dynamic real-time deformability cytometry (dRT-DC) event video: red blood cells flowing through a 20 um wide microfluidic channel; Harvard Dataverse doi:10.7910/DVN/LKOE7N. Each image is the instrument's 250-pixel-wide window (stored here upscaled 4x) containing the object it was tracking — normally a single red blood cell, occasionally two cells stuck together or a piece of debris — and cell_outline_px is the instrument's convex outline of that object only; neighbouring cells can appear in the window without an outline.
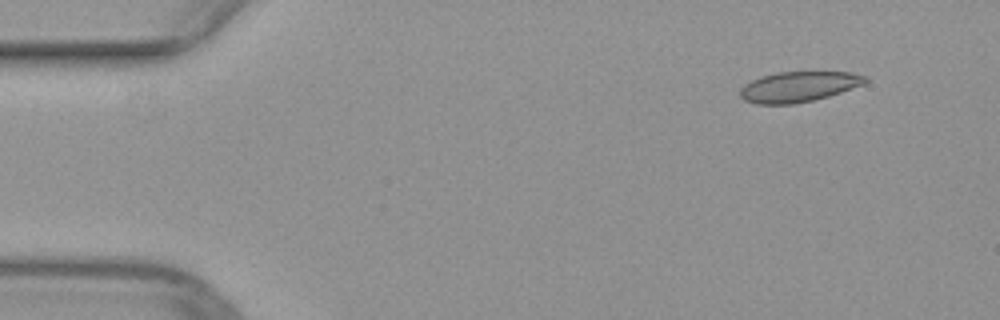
{"species": "common noctule bat (a hibernating species)", "species_latin": "Nyctalus noctula", "temperature_condition": "warm", "stored_images_in_passage": 47, "camera_frame_rate_fps": 3000, "um_per_image_px": 0.085, "animal": {"sex": "female", "body_mass_g": 29.2, "forearm_length_mm": 56.3}, "frame": {"image": 1, "passage_image": 1, "time_ms": 0.0, "image_size_px": [1000, 320], "cell_outline_px": [[868, 80], [864, 84], [828, 96], [812, 100], [792, 104], [756, 104], [744, 100], [740, 96], [740, 88], [744, 84], [760, 76], [776, 72], [852, 72], [868, 76]], "centroid_in_image_um": [67.87, 7.36], "position_along_channel_um": 17.1, "area_um2": 22.2}}
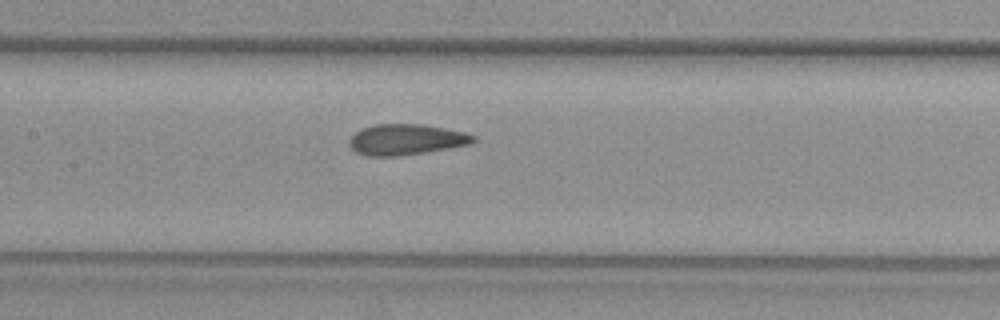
{"frame": {"image": 2, "passage_image": 20, "time_ms": 6.333, "image_size_px": [1000, 320], "cell_outline_px": [[476, 140], [472, 144], [424, 152], [396, 156], [368, 156], [356, 152], [348, 144], [348, 140], [360, 128], [376, 124], [424, 124], [464, 132], [476, 136]], "centroid_in_image_um": [34.51, 11.85], "position_along_channel_um": 172.9, "area_um2": 22.25}}
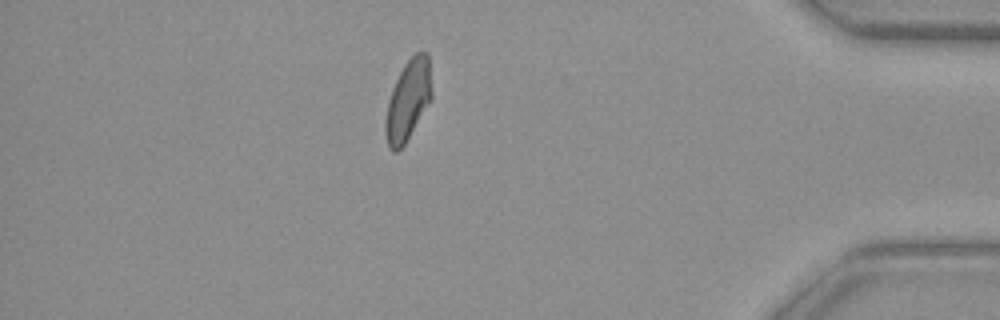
{"frame": {"image": 3, "passage_image": 40, "time_ms": 13.0, "image_size_px": [1000, 320], "cell_outline_px": [[432, 100], [404, 144], [396, 152], [392, 152], [388, 148], [384, 132], [384, 124], [388, 100], [392, 88], [404, 64], [416, 52], [428, 52], [432, 92]], "centroid_in_image_um": [34.68, 8.54], "position_along_channel_um": 400.5, "area_um2": 21.85}}